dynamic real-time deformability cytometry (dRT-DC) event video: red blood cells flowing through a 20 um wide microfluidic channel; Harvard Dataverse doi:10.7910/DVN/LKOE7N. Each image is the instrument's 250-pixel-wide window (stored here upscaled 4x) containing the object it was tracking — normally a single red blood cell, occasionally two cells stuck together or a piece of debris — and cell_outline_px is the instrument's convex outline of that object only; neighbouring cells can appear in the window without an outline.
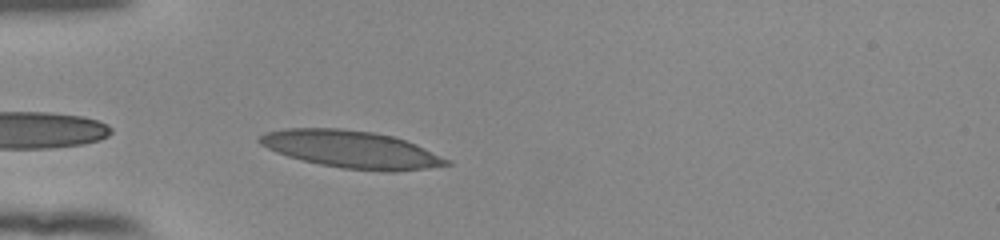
{"species": "human", "species_latin": "Homo sapiens", "temperature_condition": "room temperature", "stored_images_in_passage": 34, "camera_frame_rate_fps": 3000, "um_per_image_px": 0.085, "donor": {"sex": "female"}, "frame": {"image": 1, "passage_image": 2, "time_ms": 0.333, "image_size_px": [1000, 240], "cell_outline_px": [[452, 164], [428, 168], [396, 172], [388, 172], [340, 168], [320, 164], [288, 156], [276, 152], [260, 144], [256, 140], [264, 132], [288, 128], [340, 128], [372, 132], [392, 136], [416, 144], [452, 160]], "centroid_in_image_um": [29.89, 12.7], "position_along_channel_um": 55.1, "area_um2": 40.81}}
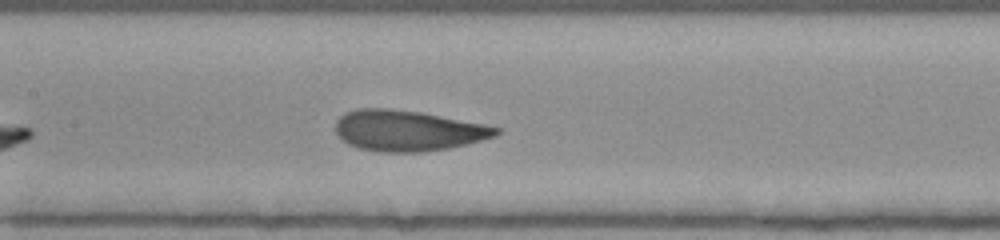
{"frame": {"image": 2, "passage_image": 12, "time_ms": 3.667, "image_size_px": [1000, 240], "cell_outline_px": [[500, 132], [496, 136], [468, 144], [448, 148], [424, 152], [380, 152], [360, 148], [348, 144], [336, 132], [336, 120], [344, 112], [356, 108], [388, 108], [420, 112], [484, 124], [500, 128]], "centroid_in_image_um": [34.66, 11.1], "position_along_channel_um": 172.7, "area_um2": 38.15}}
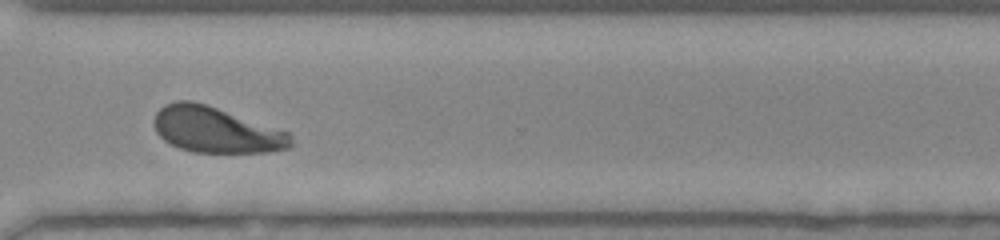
{"frame": {"image": 3, "passage_image": 26, "time_ms": 8.333, "image_size_px": [1000, 240], "cell_outline_px": [[292, 144], [288, 148], [268, 152], [192, 152], [180, 148], [164, 140], [156, 132], [152, 124], [152, 120], [156, 112], [164, 104], [176, 100], [192, 100], [288, 132], [292, 136]], "centroid_in_image_um": [18.3, 11.04], "position_along_channel_um": 352.3, "area_um2": 36.24}, "authors_computed_cell_mechanics": {"area_um2": 37.4544, "velocity_mm_per_s": 3.8496, "shape_relaxation_time_tau1_ms": 4.2665, "shape_relaxation_time_tau2_ms": 0.8427, "deformation_change_tau1": 0.1689, "deformation_change_tau2": 0.0723}}